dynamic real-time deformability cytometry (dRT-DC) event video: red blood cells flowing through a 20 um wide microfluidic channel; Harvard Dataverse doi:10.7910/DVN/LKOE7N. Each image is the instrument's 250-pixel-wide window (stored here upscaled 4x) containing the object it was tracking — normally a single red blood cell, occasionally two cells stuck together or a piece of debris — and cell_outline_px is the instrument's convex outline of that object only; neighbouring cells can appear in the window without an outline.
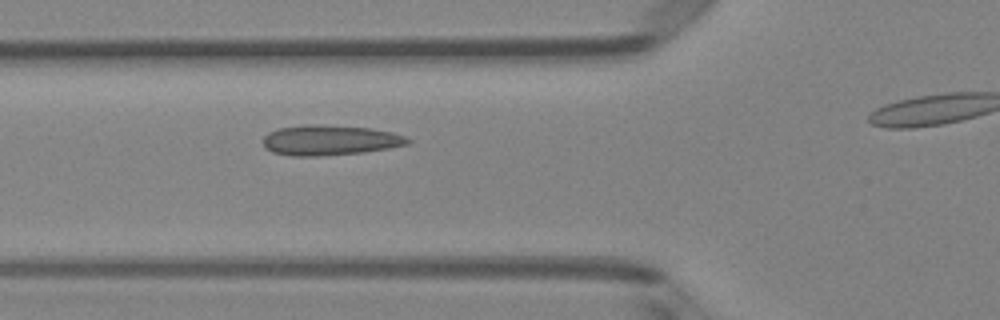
{"species": "Egyptian fruit bat (a non-hibernating species)", "species_latin": "Rousettus aegyptiacus", "temperature_condition": "room temperature", "stored_images_in_passage": 4, "segment_of_instrument_passage": [1, 2], "camera_frame_rate_fps": 3000, "um_per_image_px": 0.085, "animal": {"sex": "female"}, "frame": {"image": 1, "passage_image": 3, "time_ms": 0.667, "image_size_px": [1000, 320], "cell_outline_px": [[412, 140], [408, 144], [388, 148], [364, 152], [320, 156], [292, 156], [272, 152], [264, 148], [264, 136], [268, 132], [276, 128], [308, 124], [312, 124], [372, 128], [392, 132], [404, 136]], "centroid_in_image_um": [28.01, 11.91], "position_along_channel_um": 97.8, "area_um2": 25.55}}